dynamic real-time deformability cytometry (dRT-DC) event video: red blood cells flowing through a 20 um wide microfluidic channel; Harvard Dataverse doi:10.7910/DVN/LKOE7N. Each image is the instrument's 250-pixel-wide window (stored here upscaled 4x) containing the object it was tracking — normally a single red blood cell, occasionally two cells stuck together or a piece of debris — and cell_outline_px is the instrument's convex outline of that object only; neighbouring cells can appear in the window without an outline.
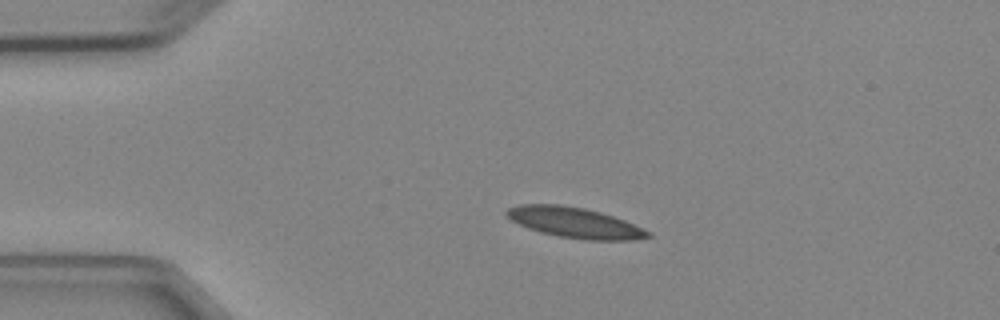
{"species": "Egyptian fruit bat (a non-hibernating species)", "species_latin": "Rousettus aegyptiacus", "temperature_condition": "cold", "stored_images_in_passage": 4, "camera_frame_rate_fps": 3000, "um_per_image_px": 0.085, "animal": {"sex": "female"}, "frame": {"image": 1, "passage_image": 3, "time_ms": 2.333, "image_size_px": [1000, 320], "cell_outline_px": [[652, 236], [636, 240], [584, 240], [560, 236], [540, 232], [528, 228], [504, 216], [504, 212], [508, 208], [520, 204], [560, 204], [584, 208], [600, 212], [624, 220], [652, 232]], "centroid_in_image_um": [48.85, 18.92], "position_along_channel_um": 36.2, "area_um2": 25.14}}